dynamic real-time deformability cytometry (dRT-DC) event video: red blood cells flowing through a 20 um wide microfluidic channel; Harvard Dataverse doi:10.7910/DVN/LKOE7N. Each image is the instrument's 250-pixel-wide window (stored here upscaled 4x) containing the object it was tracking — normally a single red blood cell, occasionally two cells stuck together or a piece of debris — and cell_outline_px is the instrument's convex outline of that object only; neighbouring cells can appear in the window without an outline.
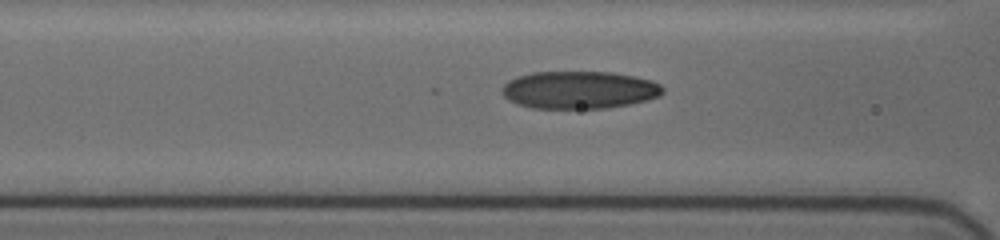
{"species": "human", "species_latin": "Homo sapiens", "temperature_condition": "cold", "stored_images_in_passage": 25, "camera_frame_rate_fps": 3000, "um_per_image_px": 0.085, "donor": {"sex": "female"}, "frame": {"image": 1, "passage_image": 20, "time_ms": 7.333, "image_size_px": [1000, 240], "cell_outline_px": [[664, 92], [660, 96], [628, 104], [604, 108], [532, 108], [516, 104], [508, 100], [504, 96], [504, 84], [508, 80], [516, 76], [532, 72], [612, 72], [652, 80], [660, 84], [664, 88]], "centroid_in_image_um": [49.22, 7.64], "position_along_channel_um": 117.4, "area_um2": 35.14}}
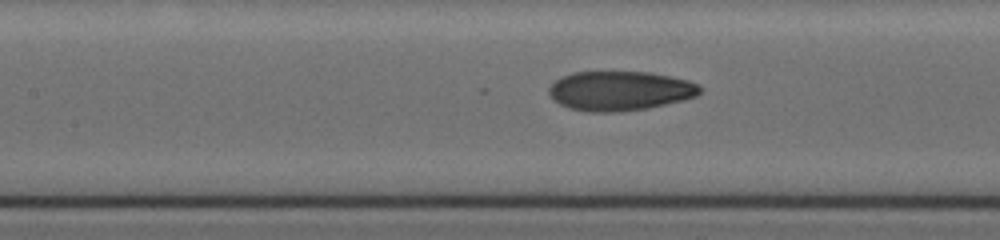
{"frame": {"image": 2, "passage_image": 22, "time_ms": 8.333, "image_size_px": [1000, 240], "cell_outline_px": [[700, 92], [696, 96], [664, 104], [644, 108], [616, 112], [592, 112], [568, 108], [552, 100], [548, 92], [548, 88], [560, 76], [572, 72], [648, 72], [688, 80], [696, 84], [700, 88]], "centroid_in_image_um": [52.61, 7.71], "position_along_channel_um": 154.8, "area_um2": 34.45}}